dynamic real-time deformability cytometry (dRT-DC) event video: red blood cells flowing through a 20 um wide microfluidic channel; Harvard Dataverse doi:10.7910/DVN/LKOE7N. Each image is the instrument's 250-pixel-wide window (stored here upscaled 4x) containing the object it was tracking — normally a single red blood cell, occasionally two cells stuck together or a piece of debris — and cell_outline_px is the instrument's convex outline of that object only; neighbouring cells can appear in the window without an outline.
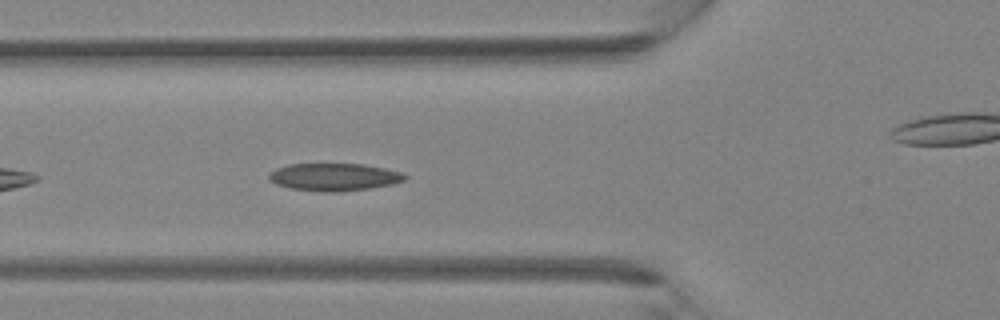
{"species": "Egyptian fruit bat (a non-hibernating species)", "species_latin": "Rousettus aegyptiacus", "temperature_condition": "room temperature", "stored_images_in_passage": 30, "camera_frame_rate_fps": 3000, "um_per_image_px": 0.085, "animal": {"sex": "female"}, "frame": {"image": 1, "passage_image": 4, "time_ms": 1.0, "image_size_px": [1000, 320], "cell_outline_px": [[408, 176], [404, 180], [392, 184], [368, 188], [336, 192], [324, 192], [292, 188], [276, 184], [268, 180], [268, 176], [276, 168], [288, 164], [364, 164], [404, 172]], "centroid_in_image_um": [28.41, 15.04], "position_along_channel_um": 97.4, "area_um2": 21.73}}
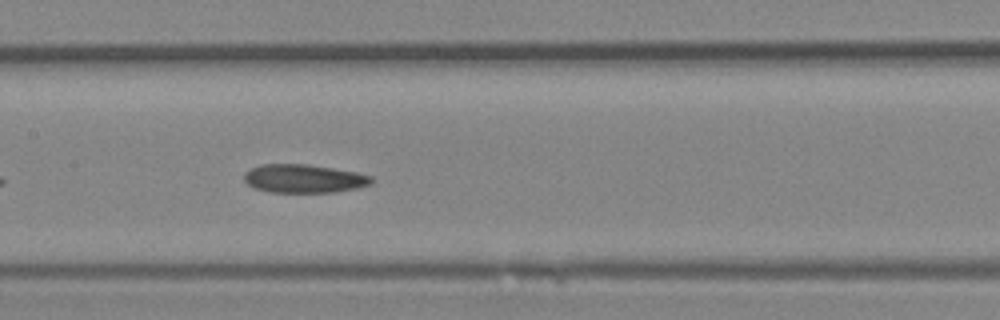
{"frame": {"image": 2, "passage_image": 9, "time_ms": 2.667, "image_size_px": [1000, 320], "cell_outline_px": [[372, 184], [356, 188], [332, 192], [272, 192], [256, 188], [248, 184], [244, 180], [244, 172], [260, 164], [308, 164], [356, 172], [372, 176]], "centroid_in_image_um": [25.83, 15.17], "position_along_channel_um": 181.6, "area_um2": 20.98}}
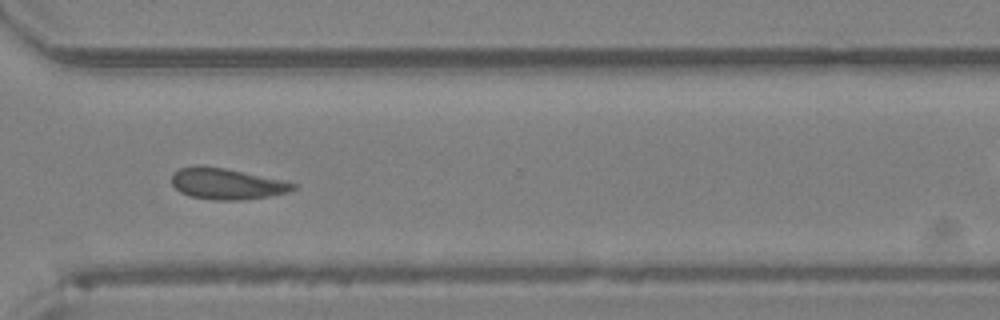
{"frame": {"image": 3, "passage_image": 19, "time_ms": 6.0, "image_size_px": [1000, 320], "cell_outline_px": [[296, 188], [288, 192], [268, 196], [236, 200], [212, 200], [188, 196], [180, 192], [172, 184], [172, 172], [180, 168], [196, 164], [200, 164], [224, 168], [284, 180], [296, 184]], "centroid_in_image_um": [19.22, 15.61], "position_along_channel_um": 351.4, "area_um2": 22.14}}